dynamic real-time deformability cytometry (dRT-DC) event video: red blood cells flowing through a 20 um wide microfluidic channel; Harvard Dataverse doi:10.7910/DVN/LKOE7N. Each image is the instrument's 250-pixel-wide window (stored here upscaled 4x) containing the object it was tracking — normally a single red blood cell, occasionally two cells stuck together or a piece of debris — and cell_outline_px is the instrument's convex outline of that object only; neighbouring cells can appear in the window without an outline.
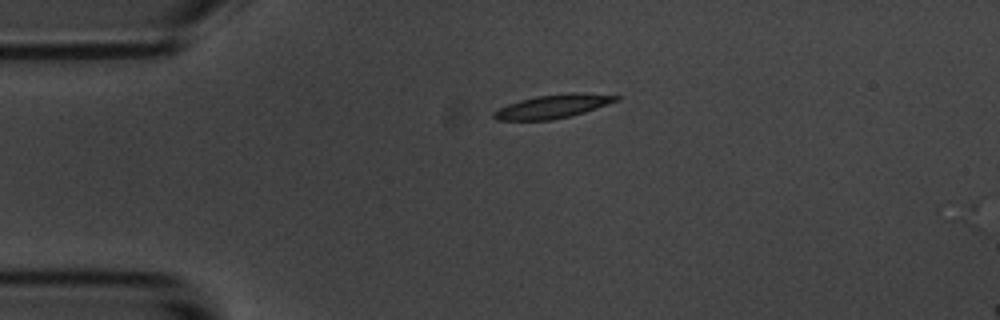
{"species": "common noctule bat (a hibernating species)", "species_latin": "Nyctalus noctula", "temperature_condition": "room temperature", "stored_images_in_passage": 4, "camera_frame_rate_fps": 3000, "um_per_image_px": 0.085, "animal": {"sex": "male", "body_mass_g": 20.1, "forearm_length_mm": 53.5}, "frame": {"image": 1, "passage_image": 1, "time_ms": 0.0, "image_size_px": [1000, 320], "cell_outline_px": [[620, 100], [572, 116], [552, 120], [496, 120], [492, 116], [492, 112], [508, 104], [520, 100], [536, 96], [572, 92], [576, 92], [620, 96]], "centroid_in_image_um": [46.99, 9.04], "position_along_channel_um": 38.0, "area_um2": 16.82}}